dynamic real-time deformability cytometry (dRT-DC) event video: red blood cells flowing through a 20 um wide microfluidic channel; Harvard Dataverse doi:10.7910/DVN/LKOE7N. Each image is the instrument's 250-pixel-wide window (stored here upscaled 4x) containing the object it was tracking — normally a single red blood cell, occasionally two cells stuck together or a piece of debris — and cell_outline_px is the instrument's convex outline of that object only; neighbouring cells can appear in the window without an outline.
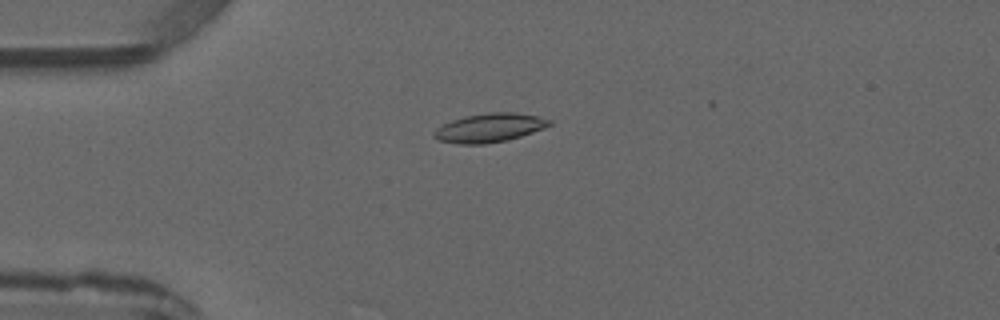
{"species": "common noctule bat (a hibernating species)", "species_latin": "Nyctalus noctula", "temperature_condition": "warm", "stored_images_in_passage": 4, "camera_frame_rate_fps": 3000, "um_per_image_px": 0.085, "animal": {"sex": "male", "forearm_length_mm": 52.5}, "frame": {"image": 1, "passage_image": 3, "time_ms": 2.667, "image_size_px": [1000, 320], "cell_outline_px": [[552, 124], [544, 128], [508, 140], [484, 144], [456, 144], [440, 140], [432, 136], [432, 132], [436, 128], [452, 120], [464, 116], [488, 112], [516, 112], [536, 116], [552, 120]], "centroid_in_image_um": [41.59, 10.86], "position_along_channel_um": 43.4, "area_um2": 19.42}}